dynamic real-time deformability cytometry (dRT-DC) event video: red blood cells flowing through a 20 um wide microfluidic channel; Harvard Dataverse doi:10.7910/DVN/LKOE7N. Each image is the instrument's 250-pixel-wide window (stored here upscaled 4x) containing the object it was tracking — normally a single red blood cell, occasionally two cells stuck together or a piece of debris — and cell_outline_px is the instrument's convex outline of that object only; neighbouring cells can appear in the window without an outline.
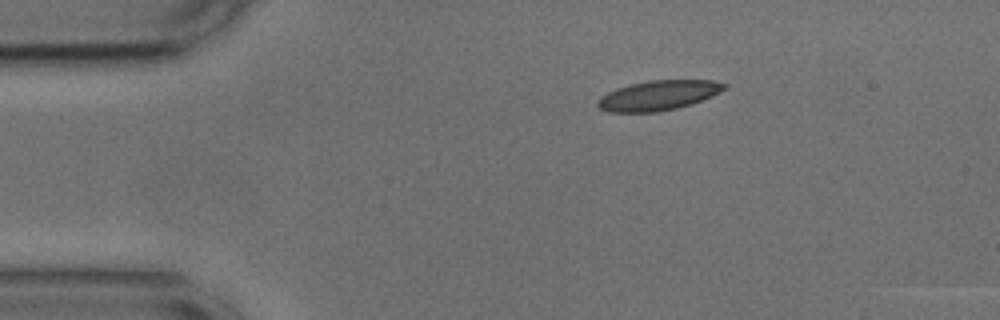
{"species": "common noctule bat (a hibernating species)", "species_latin": "Nyctalus noctula", "temperature_condition": "cold", "stored_images_in_passage": 45, "camera_frame_rate_fps": 3000, "um_per_image_px": 0.085, "animal": {"sex": "male", "body_mass_g": 17.9, "forearm_length_mm": 54.2}, "frame": {"image": 1, "passage_image": 1, "time_ms": 0.0, "image_size_px": [1000, 320], "cell_outline_px": [[728, 88], [712, 96], [692, 104], [676, 108], [656, 112], [608, 112], [600, 108], [596, 104], [596, 100], [600, 96], [616, 88], [628, 84], [648, 80], [712, 80], [728, 84]], "centroid_in_image_um": [55.96, 8.1], "position_along_channel_um": 29.0, "area_um2": 22.25}}
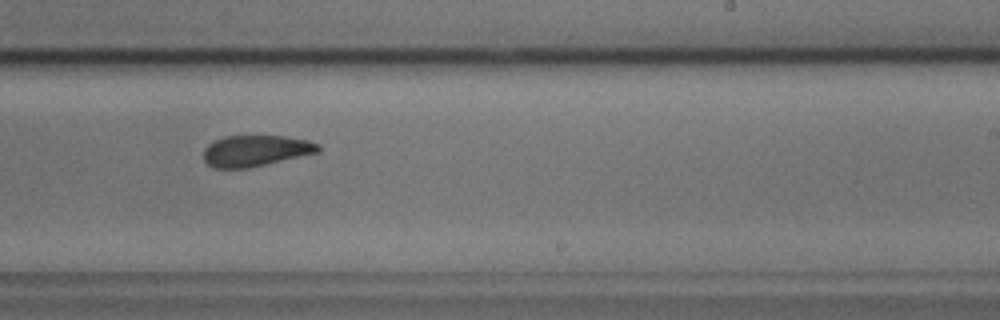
{"frame": {"image": 2, "passage_image": 24, "time_ms": 7.667, "image_size_px": [1000, 320], "cell_outline_px": [[320, 152], [248, 168], [216, 168], [208, 164], [204, 160], [204, 148], [208, 144], [224, 136], [284, 136], [308, 140], [320, 144]], "centroid_in_image_um": [21.75, 12.81], "position_along_channel_um": 267.3, "area_um2": 20.75}}
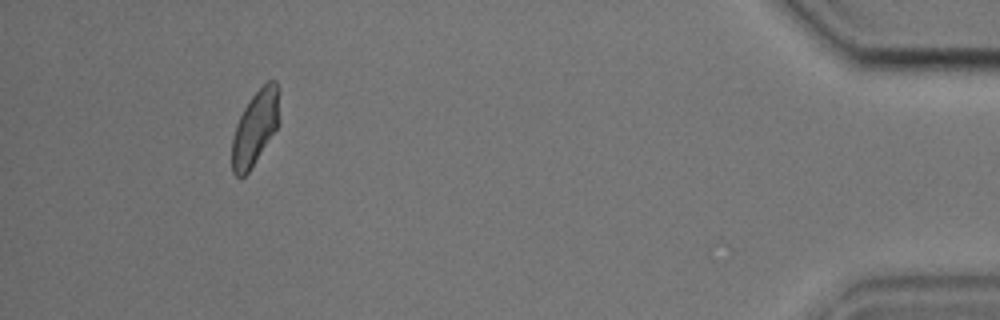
{"frame": {"image": 3, "passage_image": 41, "time_ms": 13.333, "image_size_px": [1000, 320], "cell_outline_px": [[280, 88], [276, 128], [248, 172], [240, 180], [232, 172], [232, 136], [236, 124], [244, 108], [252, 96], [268, 80], [276, 80]], "centroid_in_image_um": [21.66, 10.85], "position_along_channel_um": 413.5, "area_um2": 20.23}, "authors_computed_cell_mechanics": {"area_um2": 21.964, "velocity_mm_per_s": 3.7376, "shape_relaxation_time_tau1_ms": 2.8634, "shape_relaxation_time_tau2_ms": 2.4603, "deformation_change_tau1": 0.0933, "deformation_change_tau2": 0.0769}}